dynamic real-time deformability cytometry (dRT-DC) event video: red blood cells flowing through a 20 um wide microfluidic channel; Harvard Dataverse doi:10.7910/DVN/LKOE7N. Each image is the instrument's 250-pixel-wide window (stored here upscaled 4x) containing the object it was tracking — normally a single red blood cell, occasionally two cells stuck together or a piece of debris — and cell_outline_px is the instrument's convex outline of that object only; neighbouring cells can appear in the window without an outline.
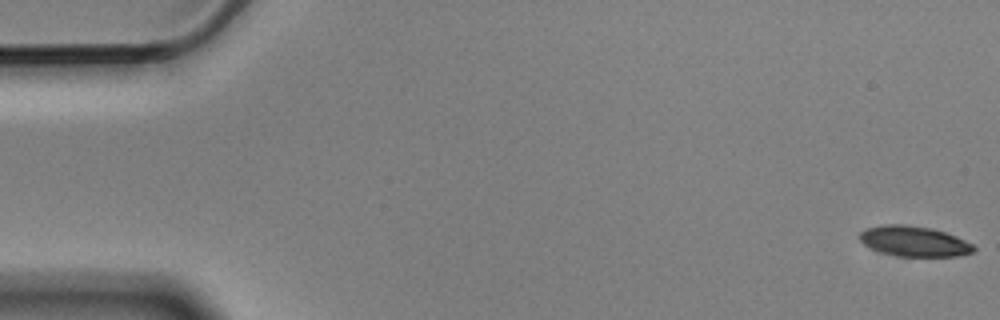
{"species": "Egyptian fruit bat (a non-hibernating species)", "species_latin": "Rousettus aegyptiacus", "temperature_condition": "cold", "stored_images_in_passage": 3, "camera_frame_rate_fps": 3000, "um_per_image_px": 0.085, "animal": {"sex": "male"}, "frame": {"image": 1, "passage_image": 1, "time_ms": 0.0, "image_size_px": [1000, 320], "cell_outline_px": [[976, 248], [972, 252], [956, 256], [896, 256], [880, 252], [864, 244], [856, 236], [864, 228], [880, 224], [908, 224], [932, 228], [956, 236], [972, 244]], "centroid_in_image_um": [77.63, 20.49], "position_along_channel_um": 7.4, "area_um2": 20.35}}